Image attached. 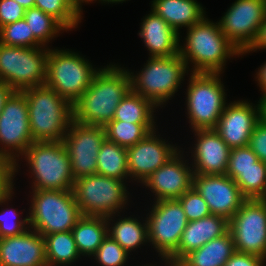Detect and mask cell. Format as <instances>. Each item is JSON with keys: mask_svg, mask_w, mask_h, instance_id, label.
Returning <instances> with one entry per match:
<instances>
[{"mask_svg": "<svg viewBox=\"0 0 266 266\" xmlns=\"http://www.w3.org/2000/svg\"><path fill=\"white\" fill-rule=\"evenodd\" d=\"M14 90L7 84L0 81V113L4 107L5 101Z\"/></svg>", "mask_w": 266, "mask_h": 266, "instance_id": "f6af8a7d", "label": "cell"}, {"mask_svg": "<svg viewBox=\"0 0 266 266\" xmlns=\"http://www.w3.org/2000/svg\"><path fill=\"white\" fill-rule=\"evenodd\" d=\"M139 35L151 57H170L179 54V33L154 11L143 20Z\"/></svg>", "mask_w": 266, "mask_h": 266, "instance_id": "603a6c76", "label": "cell"}, {"mask_svg": "<svg viewBox=\"0 0 266 266\" xmlns=\"http://www.w3.org/2000/svg\"><path fill=\"white\" fill-rule=\"evenodd\" d=\"M13 188H0V198L7 195Z\"/></svg>", "mask_w": 266, "mask_h": 266, "instance_id": "f907efd6", "label": "cell"}, {"mask_svg": "<svg viewBox=\"0 0 266 266\" xmlns=\"http://www.w3.org/2000/svg\"><path fill=\"white\" fill-rule=\"evenodd\" d=\"M0 43L7 46L39 47L42 45L34 38L29 24L23 18L0 28Z\"/></svg>", "mask_w": 266, "mask_h": 266, "instance_id": "e575fe53", "label": "cell"}, {"mask_svg": "<svg viewBox=\"0 0 266 266\" xmlns=\"http://www.w3.org/2000/svg\"><path fill=\"white\" fill-rule=\"evenodd\" d=\"M178 200L188 222L199 220L211 214L206 201L194 187L186 191Z\"/></svg>", "mask_w": 266, "mask_h": 266, "instance_id": "8d00e7d4", "label": "cell"}, {"mask_svg": "<svg viewBox=\"0 0 266 266\" xmlns=\"http://www.w3.org/2000/svg\"><path fill=\"white\" fill-rule=\"evenodd\" d=\"M71 3H72V5L79 11V12H82L81 11V3L83 2V1H85V2H88V1H93V0H69Z\"/></svg>", "mask_w": 266, "mask_h": 266, "instance_id": "681fc988", "label": "cell"}, {"mask_svg": "<svg viewBox=\"0 0 266 266\" xmlns=\"http://www.w3.org/2000/svg\"><path fill=\"white\" fill-rule=\"evenodd\" d=\"M154 128V123H130L121 120H112L104 126L106 139L126 149L140 142Z\"/></svg>", "mask_w": 266, "mask_h": 266, "instance_id": "4dcf8cb0", "label": "cell"}, {"mask_svg": "<svg viewBox=\"0 0 266 266\" xmlns=\"http://www.w3.org/2000/svg\"><path fill=\"white\" fill-rule=\"evenodd\" d=\"M154 134L155 131L150 132L140 142L127 148L129 176L140 179L142 183L173 157L178 149L166 144Z\"/></svg>", "mask_w": 266, "mask_h": 266, "instance_id": "ac0fdd59", "label": "cell"}, {"mask_svg": "<svg viewBox=\"0 0 266 266\" xmlns=\"http://www.w3.org/2000/svg\"><path fill=\"white\" fill-rule=\"evenodd\" d=\"M265 261L264 258L236 251L225 266H264Z\"/></svg>", "mask_w": 266, "mask_h": 266, "instance_id": "b9f144b4", "label": "cell"}, {"mask_svg": "<svg viewBox=\"0 0 266 266\" xmlns=\"http://www.w3.org/2000/svg\"><path fill=\"white\" fill-rule=\"evenodd\" d=\"M193 187L206 201L211 214L230 220L246 199L229 176L194 174Z\"/></svg>", "mask_w": 266, "mask_h": 266, "instance_id": "2e32d148", "label": "cell"}, {"mask_svg": "<svg viewBox=\"0 0 266 266\" xmlns=\"http://www.w3.org/2000/svg\"><path fill=\"white\" fill-rule=\"evenodd\" d=\"M259 101L261 103L262 119L266 121V94H263V97Z\"/></svg>", "mask_w": 266, "mask_h": 266, "instance_id": "c3c4849f", "label": "cell"}, {"mask_svg": "<svg viewBox=\"0 0 266 266\" xmlns=\"http://www.w3.org/2000/svg\"><path fill=\"white\" fill-rule=\"evenodd\" d=\"M153 9L177 33L182 26L190 28L204 18L202 6L195 0H154Z\"/></svg>", "mask_w": 266, "mask_h": 266, "instance_id": "d4e9b609", "label": "cell"}, {"mask_svg": "<svg viewBox=\"0 0 266 266\" xmlns=\"http://www.w3.org/2000/svg\"><path fill=\"white\" fill-rule=\"evenodd\" d=\"M188 220L178 199L156 201L147 218L148 240L160 252L161 258L170 259L177 251Z\"/></svg>", "mask_w": 266, "mask_h": 266, "instance_id": "4fadbf2b", "label": "cell"}, {"mask_svg": "<svg viewBox=\"0 0 266 266\" xmlns=\"http://www.w3.org/2000/svg\"><path fill=\"white\" fill-rule=\"evenodd\" d=\"M266 17V0H237L218 22L223 34L246 51L255 40Z\"/></svg>", "mask_w": 266, "mask_h": 266, "instance_id": "9a60e30c", "label": "cell"}, {"mask_svg": "<svg viewBox=\"0 0 266 266\" xmlns=\"http://www.w3.org/2000/svg\"><path fill=\"white\" fill-rule=\"evenodd\" d=\"M139 75H131V88L156 107L175 94L186 73L187 64L180 54L150 57Z\"/></svg>", "mask_w": 266, "mask_h": 266, "instance_id": "52a82bcc", "label": "cell"}, {"mask_svg": "<svg viewBox=\"0 0 266 266\" xmlns=\"http://www.w3.org/2000/svg\"><path fill=\"white\" fill-rule=\"evenodd\" d=\"M69 128L62 142L70 156L74 179L97 174V156L106 139L104 127L73 120Z\"/></svg>", "mask_w": 266, "mask_h": 266, "instance_id": "5bb4252c", "label": "cell"}, {"mask_svg": "<svg viewBox=\"0 0 266 266\" xmlns=\"http://www.w3.org/2000/svg\"><path fill=\"white\" fill-rule=\"evenodd\" d=\"M249 147L259 160L266 163V121L261 119L250 137Z\"/></svg>", "mask_w": 266, "mask_h": 266, "instance_id": "60d3db41", "label": "cell"}, {"mask_svg": "<svg viewBox=\"0 0 266 266\" xmlns=\"http://www.w3.org/2000/svg\"><path fill=\"white\" fill-rule=\"evenodd\" d=\"M43 238L47 266L58 264L64 266L80 257L72 231L56 232L45 235Z\"/></svg>", "mask_w": 266, "mask_h": 266, "instance_id": "f1b7e54d", "label": "cell"}, {"mask_svg": "<svg viewBox=\"0 0 266 266\" xmlns=\"http://www.w3.org/2000/svg\"><path fill=\"white\" fill-rule=\"evenodd\" d=\"M112 220L104 216H82L72 228L76 247L80 255L92 256L108 235Z\"/></svg>", "mask_w": 266, "mask_h": 266, "instance_id": "484cf974", "label": "cell"}, {"mask_svg": "<svg viewBox=\"0 0 266 266\" xmlns=\"http://www.w3.org/2000/svg\"><path fill=\"white\" fill-rule=\"evenodd\" d=\"M49 51L0 43V81L14 91L44 85Z\"/></svg>", "mask_w": 266, "mask_h": 266, "instance_id": "ba28073f", "label": "cell"}, {"mask_svg": "<svg viewBox=\"0 0 266 266\" xmlns=\"http://www.w3.org/2000/svg\"><path fill=\"white\" fill-rule=\"evenodd\" d=\"M194 148V174L225 175L231 148L214 129H198Z\"/></svg>", "mask_w": 266, "mask_h": 266, "instance_id": "44dd1931", "label": "cell"}, {"mask_svg": "<svg viewBox=\"0 0 266 266\" xmlns=\"http://www.w3.org/2000/svg\"><path fill=\"white\" fill-rule=\"evenodd\" d=\"M14 1L19 3L25 9L32 8L35 5V0H14Z\"/></svg>", "mask_w": 266, "mask_h": 266, "instance_id": "7dc6e473", "label": "cell"}, {"mask_svg": "<svg viewBox=\"0 0 266 266\" xmlns=\"http://www.w3.org/2000/svg\"><path fill=\"white\" fill-rule=\"evenodd\" d=\"M34 7L55 18L67 30L75 28L81 19V12L69 0H35Z\"/></svg>", "mask_w": 266, "mask_h": 266, "instance_id": "836d02e7", "label": "cell"}, {"mask_svg": "<svg viewBox=\"0 0 266 266\" xmlns=\"http://www.w3.org/2000/svg\"><path fill=\"white\" fill-rule=\"evenodd\" d=\"M35 181L33 190H72L70 156L63 142H33L23 154Z\"/></svg>", "mask_w": 266, "mask_h": 266, "instance_id": "5b68a950", "label": "cell"}, {"mask_svg": "<svg viewBox=\"0 0 266 266\" xmlns=\"http://www.w3.org/2000/svg\"><path fill=\"white\" fill-rule=\"evenodd\" d=\"M259 158L249 146L233 148L230 151L227 169H248L254 167Z\"/></svg>", "mask_w": 266, "mask_h": 266, "instance_id": "f35d334b", "label": "cell"}, {"mask_svg": "<svg viewBox=\"0 0 266 266\" xmlns=\"http://www.w3.org/2000/svg\"><path fill=\"white\" fill-rule=\"evenodd\" d=\"M145 222L142 225L136 218L131 217L119 219L112 230L108 229V235L127 252H131L132 249L139 247L143 242L149 241L148 224L147 221Z\"/></svg>", "mask_w": 266, "mask_h": 266, "instance_id": "1f68e13d", "label": "cell"}, {"mask_svg": "<svg viewBox=\"0 0 266 266\" xmlns=\"http://www.w3.org/2000/svg\"><path fill=\"white\" fill-rule=\"evenodd\" d=\"M236 252L231 232L212 239L202 247L184 256L177 264L166 258L170 266H225Z\"/></svg>", "mask_w": 266, "mask_h": 266, "instance_id": "cb8c5ba5", "label": "cell"}, {"mask_svg": "<svg viewBox=\"0 0 266 266\" xmlns=\"http://www.w3.org/2000/svg\"><path fill=\"white\" fill-rule=\"evenodd\" d=\"M33 142L25 93L13 91L5 101L0 113V143L5 147L4 149L0 148V157L10 160L14 164V172H16L14 150L23 155Z\"/></svg>", "mask_w": 266, "mask_h": 266, "instance_id": "7c38bea8", "label": "cell"}, {"mask_svg": "<svg viewBox=\"0 0 266 266\" xmlns=\"http://www.w3.org/2000/svg\"><path fill=\"white\" fill-rule=\"evenodd\" d=\"M256 107L237 101L224 108L214 130L231 149L249 146L251 134L262 119L261 103Z\"/></svg>", "mask_w": 266, "mask_h": 266, "instance_id": "e0dca14e", "label": "cell"}, {"mask_svg": "<svg viewBox=\"0 0 266 266\" xmlns=\"http://www.w3.org/2000/svg\"><path fill=\"white\" fill-rule=\"evenodd\" d=\"M179 154L177 152L143 182L156 194L157 201L178 199L193 187L194 171L185 166Z\"/></svg>", "mask_w": 266, "mask_h": 266, "instance_id": "d6986e66", "label": "cell"}, {"mask_svg": "<svg viewBox=\"0 0 266 266\" xmlns=\"http://www.w3.org/2000/svg\"><path fill=\"white\" fill-rule=\"evenodd\" d=\"M14 164L0 157V188H13Z\"/></svg>", "mask_w": 266, "mask_h": 266, "instance_id": "7bdbcfd3", "label": "cell"}, {"mask_svg": "<svg viewBox=\"0 0 266 266\" xmlns=\"http://www.w3.org/2000/svg\"><path fill=\"white\" fill-rule=\"evenodd\" d=\"M228 231L229 220L214 214L188 222L182 233L178 251L170 258V261L177 264L190 252L197 250L212 239L223 236Z\"/></svg>", "mask_w": 266, "mask_h": 266, "instance_id": "7402d4cb", "label": "cell"}, {"mask_svg": "<svg viewBox=\"0 0 266 266\" xmlns=\"http://www.w3.org/2000/svg\"><path fill=\"white\" fill-rule=\"evenodd\" d=\"M25 10L14 0H0V28L23 19Z\"/></svg>", "mask_w": 266, "mask_h": 266, "instance_id": "ab89813d", "label": "cell"}, {"mask_svg": "<svg viewBox=\"0 0 266 266\" xmlns=\"http://www.w3.org/2000/svg\"><path fill=\"white\" fill-rule=\"evenodd\" d=\"M12 191L13 190H11L4 197L0 198V204L3 202L5 203L7 200H9L11 198ZM7 211L5 212V210H4V211H2L3 213L2 212L0 213V239L4 238V237H9V236H18V235L24 233L27 230V228L24 226L29 224V217H26L25 219L20 220V221L16 220L13 223L10 222L9 220H7L8 217L10 216V215L8 216L9 210H7ZM15 211L16 210H14L12 212L10 211L11 215L13 214L14 217L17 215V213H15Z\"/></svg>", "mask_w": 266, "mask_h": 266, "instance_id": "74e56055", "label": "cell"}, {"mask_svg": "<svg viewBox=\"0 0 266 266\" xmlns=\"http://www.w3.org/2000/svg\"><path fill=\"white\" fill-rule=\"evenodd\" d=\"M257 49H266V17L262 25L259 27L257 36L251 46L244 51L242 54L250 52L252 50H257Z\"/></svg>", "mask_w": 266, "mask_h": 266, "instance_id": "ee69618b", "label": "cell"}, {"mask_svg": "<svg viewBox=\"0 0 266 266\" xmlns=\"http://www.w3.org/2000/svg\"><path fill=\"white\" fill-rule=\"evenodd\" d=\"M98 71L71 51L50 50L44 85L73 104L89 88Z\"/></svg>", "mask_w": 266, "mask_h": 266, "instance_id": "8992f818", "label": "cell"}, {"mask_svg": "<svg viewBox=\"0 0 266 266\" xmlns=\"http://www.w3.org/2000/svg\"><path fill=\"white\" fill-rule=\"evenodd\" d=\"M0 266H47L45 240L37 231L0 239Z\"/></svg>", "mask_w": 266, "mask_h": 266, "instance_id": "ffe728a7", "label": "cell"}, {"mask_svg": "<svg viewBox=\"0 0 266 266\" xmlns=\"http://www.w3.org/2000/svg\"><path fill=\"white\" fill-rule=\"evenodd\" d=\"M226 175L238 185L246 199H263L266 195V163L259 160L248 169H227Z\"/></svg>", "mask_w": 266, "mask_h": 266, "instance_id": "4316f807", "label": "cell"}, {"mask_svg": "<svg viewBox=\"0 0 266 266\" xmlns=\"http://www.w3.org/2000/svg\"><path fill=\"white\" fill-rule=\"evenodd\" d=\"M154 107L156 106L149 99L131 89L118 104L113 120L130 123H155L153 121Z\"/></svg>", "mask_w": 266, "mask_h": 266, "instance_id": "f546056e", "label": "cell"}, {"mask_svg": "<svg viewBox=\"0 0 266 266\" xmlns=\"http://www.w3.org/2000/svg\"><path fill=\"white\" fill-rule=\"evenodd\" d=\"M24 19L34 38L43 46L60 30H66L55 18L36 7L26 9Z\"/></svg>", "mask_w": 266, "mask_h": 266, "instance_id": "d6a6232c", "label": "cell"}, {"mask_svg": "<svg viewBox=\"0 0 266 266\" xmlns=\"http://www.w3.org/2000/svg\"><path fill=\"white\" fill-rule=\"evenodd\" d=\"M30 227L42 236L72 231L82 217L73 190H34Z\"/></svg>", "mask_w": 266, "mask_h": 266, "instance_id": "277c9868", "label": "cell"}, {"mask_svg": "<svg viewBox=\"0 0 266 266\" xmlns=\"http://www.w3.org/2000/svg\"><path fill=\"white\" fill-rule=\"evenodd\" d=\"M187 91L188 118L194 130L214 129L226 106L219 73H191Z\"/></svg>", "mask_w": 266, "mask_h": 266, "instance_id": "9c48e42d", "label": "cell"}, {"mask_svg": "<svg viewBox=\"0 0 266 266\" xmlns=\"http://www.w3.org/2000/svg\"><path fill=\"white\" fill-rule=\"evenodd\" d=\"M101 1H105V2H112V3H115V2H122V1H125V0H101Z\"/></svg>", "mask_w": 266, "mask_h": 266, "instance_id": "816d5d0a", "label": "cell"}, {"mask_svg": "<svg viewBox=\"0 0 266 266\" xmlns=\"http://www.w3.org/2000/svg\"><path fill=\"white\" fill-rule=\"evenodd\" d=\"M235 250L266 259V201L245 199L229 220Z\"/></svg>", "mask_w": 266, "mask_h": 266, "instance_id": "8fae6325", "label": "cell"}, {"mask_svg": "<svg viewBox=\"0 0 266 266\" xmlns=\"http://www.w3.org/2000/svg\"><path fill=\"white\" fill-rule=\"evenodd\" d=\"M186 46H179V54L188 65L192 61L193 73H219L230 56L242 53L223 34L219 23H212L207 18L188 28Z\"/></svg>", "mask_w": 266, "mask_h": 266, "instance_id": "3957f363", "label": "cell"}, {"mask_svg": "<svg viewBox=\"0 0 266 266\" xmlns=\"http://www.w3.org/2000/svg\"><path fill=\"white\" fill-rule=\"evenodd\" d=\"M97 174L118 180L127 178V149L105 139L97 156Z\"/></svg>", "mask_w": 266, "mask_h": 266, "instance_id": "83f0119b", "label": "cell"}, {"mask_svg": "<svg viewBox=\"0 0 266 266\" xmlns=\"http://www.w3.org/2000/svg\"><path fill=\"white\" fill-rule=\"evenodd\" d=\"M256 78H258L257 81L259 82L262 91L266 94V63L260 67Z\"/></svg>", "mask_w": 266, "mask_h": 266, "instance_id": "bcb514c9", "label": "cell"}, {"mask_svg": "<svg viewBox=\"0 0 266 266\" xmlns=\"http://www.w3.org/2000/svg\"><path fill=\"white\" fill-rule=\"evenodd\" d=\"M34 142H62L73 121L72 104L52 88L41 85L23 90Z\"/></svg>", "mask_w": 266, "mask_h": 266, "instance_id": "7a4b0ae2", "label": "cell"}, {"mask_svg": "<svg viewBox=\"0 0 266 266\" xmlns=\"http://www.w3.org/2000/svg\"><path fill=\"white\" fill-rule=\"evenodd\" d=\"M124 184L123 180L98 174L76 179L72 190L82 216L110 218L122 209L127 200Z\"/></svg>", "mask_w": 266, "mask_h": 266, "instance_id": "30bf717a", "label": "cell"}, {"mask_svg": "<svg viewBox=\"0 0 266 266\" xmlns=\"http://www.w3.org/2000/svg\"><path fill=\"white\" fill-rule=\"evenodd\" d=\"M131 89L129 71L114 65L98 70L89 88L72 104L73 120L104 127Z\"/></svg>", "mask_w": 266, "mask_h": 266, "instance_id": "6da1fadb", "label": "cell"}, {"mask_svg": "<svg viewBox=\"0 0 266 266\" xmlns=\"http://www.w3.org/2000/svg\"><path fill=\"white\" fill-rule=\"evenodd\" d=\"M93 256L102 266H122L126 263L128 252L107 235Z\"/></svg>", "mask_w": 266, "mask_h": 266, "instance_id": "d590c367", "label": "cell"}]
</instances>
